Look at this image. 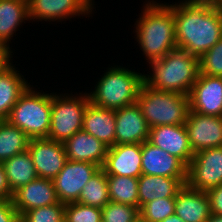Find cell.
<instances>
[{
    "label": "cell",
    "instance_id": "6da1fadb",
    "mask_svg": "<svg viewBox=\"0 0 222 222\" xmlns=\"http://www.w3.org/2000/svg\"><path fill=\"white\" fill-rule=\"evenodd\" d=\"M173 5L177 48L200 58L222 38V9L208 0Z\"/></svg>",
    "mask_w": 222,
    "mask_h": 222
},
{
    "label": "cell",
    "instance_id": "7a4b0ae2",
    "mask_svg": "<svg viewBox=\"0 0 222 222\" xmlns=\"http://www.w3.org/2000/svg\"><path fill=\"white\" fill-rule=\"evenodd\" d=\"M146 5V6H145ZM144 5L136 22L137 42L147 62L157 61L177 49L173 5L151 1ZM148 58V59H147Z\"/></svg>",
    "mask_w": 222,
    "mask_h": 222
},
{
    "label": "cell",
    "instance_id": "3957f363",
    "mask_svg": "<svg viewBox=\"0 0 222 222\" xmlns=\"http://www.w3.org/2000/svg\"><path fill=\"white\" fill-rule=\"evenodd\" d=\"M149 64L153 72L143 80L156 90L189 95L199 75V58L179 48Z\"/></svg>",
    "mask_w": 222,
    "mask_h": 222
},
{
    "label": "cell",
    "instance_id": "277c9868",
    "mask_svg": "<svg viewBox=\"0 0 222 222\" xmlns=\"http://www.w3.org/2000/svg\"><path fill=\"white\" fill-rule=\"evenodd\" d=\"M136 103L150 128L185 124L190 112L188 95L156 90L144 82L138 92Z\"/></svg>",
    "mask_w": 222,
    "mask_h": 222
},
{
    "label": "cell",
    "instance_id": "5b68a950",
    "mask_svg": "<svg viewBox=\"0 0 222 222\" xmlns=\"http://www.w3.org/2000/svg\"><path fill=\"white\" fill-rule=\"evenodd\" d=\"M143 75L125 67H112L97 82L89 95L90 102L98 107L120 109L136 102L143 84Z\"/></svg>",
    "mask_w": 222,
    "mask_h": 222
},
{
    "label": "cell",
    "instance_id": "8992f818",
    "mask_svg": "<svg viewBox=\"0 0 222 222\" xmlns=\"http://www.w3.org/2000/svg\"><path fill=\"white\" fill-rule=\"evenodd\" d=\"M30 85L12 107L8 121L30 139L48 138L51 125L52 93L32 90Z\"/></svg>",
    "mask_w": 222,
    "mask_h": 222
},
{
    "label": "cell",
    "instance_id": "52a82bcc",
    "mask_svg": "<svg viewBox=\"0 0 222 222\" xmlns=\"http://www.w3.org/2000/svg\"><path fill=\"white\" fill-rule=\"evenodd\" d=\"M58 96L52 94L51 125L48 138L65 142L75 133L82 130L85 110L90 102L89 95Z\"/></svg>",
    "mask_w": 222,
    "mask_h": 222
},
{
    "label": "cell",
    "instance_id": "ba28073f",
    "mask_svg": "<svg viewBox=\"0 0 222 222\" xmlns=\"http://www.w3.org/2000/svg\"><path fill=\"white\" fill-rule=\"evenodd\" d=\"M185 184L205 192L222 184V146L207 148L193 155L187 166Z\"/></svg>",
    "mask_w": 222,
    "mask_h": 222
},
{
    "label": "cell",
    "instance_id": "9c48e42d",
    "mask_svg": "<svg viewBox=\"0 0 222 222\" xmlns=\"http://www.w3.org/2000/svg\"><path fill=\"white\" fill-rule=\"evenodd\" d=\"M99 169L94 163L67 160L63 169L53 179L59 202H76L84 185Z\"/></svg>",
    "mask_w": 222,
    "mask_h": 222
},
{
    "label": "cell",
    "instance_id": "30bf717a",
    "mask_svg": "<svg viewBox=\"0 0 222 222\" xmlns=\"http://www.w3.org/2000/svg\"><path fill=\"white\" fill-rule=\"evenodd\" d=\"M27 150L40 178L53 180L67 161L64 142L49 138H33L29 140Z\"/></svg>",
    "mask_w": 222,
    "mask_h": 222
},
{
    "label": "cell",
    "instance_id": "8fae6325",
    "mask_svg": "<svg viewBox=\"0 0 222 222\" xmlns=\"http://www.w3.org/2000/svg\"><path fill=\"white\" fill-rule=\"evenodd\" d=\"M188 97L190 111L222 117V77L199 73Z\"/></svg>",
    "mask_w": 222,
    "mask_h": 222
},
{
    "label": "cell",
    "instance_id": "7c38bea8",
    "mask_svg": "<svg viewBox=\"0 0 222 222\" xmlns=\"http://www.w3.org/2000/svg\"><path fill=\"white\" fill-rule=\"evenodd\" d=\"M193 153L222 146V117L190 111L185 122Z\"/></svg>",
    "mask_w": 222,
    "mask_h": 222
},
{
    "label": "cell",
    "instance_id": "4fadbf2b",
    "mask_svg": "<svg viewBox=\"0 0 222 222\" xmlns=\"http://www.w3.org/2000/svg\"><path fill=\"white\" fill-rule=\"evenodd\" d=\"M115 145L142 144L149 138L150 127L135 102L115 110Z\"/></svg>",
    "mask_w": 222,
    "mask_h": 222
},
{
    "label": "cell",
    "instance_id": "5bb4252c",
    "mask_svg": "<svg viewBox=\"0 0 222 222\" xmlns=\"http://www.w3.org/2000/svg\"><path fill=\"white\" fill-rule=\"evenodd\" d=\"M92 0H28L30 20L56 21L92 12Z\"/></svg>",
    "mask_w": 222,
    "mask_h": 222
},
{
    "label": "cell",
    "instance_id": "9a60e30c",
    "mask_svg": "<svg viewBox=\"0 0 222 222\" xmlns=\"http://www.w3.org/2000/svg\"><path fill=\"white\" fill-rule=\"evenodd\" d=\"M148 141L179 158L186 166L193 158L194 153L184 124L151 127Z\"/></svg>",
    "mask_w": 222,
    "mask_h": 222
},
{
    "label": "cell",
    "instance_id": "2e32d148",
    "mask_svg": "<svg viewBox=\"0 0 222 222\" xmlns=\"http://www.w3.org/2000/svg\"><path fill=\"white\" fill-rule=\"evenodd\" d=\"M101 168L107 176L138 178L142 174L141 144H120L108 148Z\"/></svg>",
    "mask_w": 222,
    "mask_h": 222
},
{
    "label": "cell",
    "instance_id": "e0dca14e",
    "mask_svg": "<svg viewBox=\"0 0 222 222\" xmlns=\"http://www.w3.org/2000/svg\"><path fill=\"white\" fill-rule=\"evenodd\" d=\"M142 174L187 178V166L177 157L151 144H141Z\"/></svg>",
    "mask_w": 222,
    "mask_h": 222
},
{
    "label": "cell",
    "instance_id": "ac0fdd59",
    "mask_svg": "<svg viewBox=\"0 0 222 222\" xmlns=\"http://www.w3.org/2000/svg\"><path fill=\"white\" fill-rule=\"evenodd\" d=\"M12 201L20 217L31 209L59 202L53 180L40 177L17 189Z\"/></svg>",
    "mask_w": 222,
    "mask_h": 222
},
{
    "label": "cell",
    "instance_id": "d6986e66",
    "mask_svg": "<svg viewBox=\"0 0 222 222\" xmlns=\"http://www.w3.org/2000/svg\"><path fill=\"white\" fill-rule=\"evenodd\" d=\"M67 160L88 162L100 168L105 162L108 147L87 132L80 130L64 142Z\"/></svg>",
    "mask_w": 222,
    "mask_h": 222
},
{
    "label": "cell",
    "instance_id": "ffe728a7",
    "mask_svg": "<svg viewBox=\"0 0 222 222\" xmlns=\"http://www.w3.org/2000/svg\"><path fill=\"white\" fill-rule=\"evenodd\" d=\"M175 214L184 222H206L211 216L206 192L190 188L185 184L176 194Z\"/></svg>",
    "mask_w": 222,
    "mask_h": 222
},
{
    "label": "cell",
    "instance_id": "44dd1931",
    "mask_svg": "<svg viewBox=\"0 0 222 222\" xmlns=\"http://www.w3.org/2000/svg\"><path fill=\"white\" fill-rule=\"evenodd\" d=\"M115 128V110L89 102L84 113L82 130L110 148L115 145Z\"/></svg>",
    "mask_w": 222,
    "mask_h": 222
},
{
    "label": "cell",
    "instance_id": "7402d4cb",
    "mask_svg": "<svg viewBox=\"0 0 222 222\" xmlns=\"http://www.w3.org/2000/svg\"><path fill=\"white\" fill-rule=\"evenodd\" d=\"M185 183L186 178L141 174L138 177L139 210L154 199L176 197Z\"/></svg>",
    "mask_w": 222,
    "mask_h": 222
},
{
    "label": "cell",
    "instance_id": "603a6c76",
    "mask_svg": "<svg viewBox=\"0 0 222 222\" xmlns=\"http://www.w3.org/2000/svg\"><path fill=\"white\" fill-rule=\"evenodd\" d=\"M22 78L13 65L0 73V121L8 119L12 107L28 88V82Z\"/></svg>",
    "mask_w": 222,
    "mask_h": 222
},
{
    "label": "cell",
    "instance_id": "cb8c5ba5",
    "mask_svg": "<svg viewBox=\"0 0 222 222\" xmlns=\"http://www.w3.org/2000/svg\"><path fill=\"white\" fill-rule=\"evenodd\" d=\"M28 19V0H0V43L9 47L17 27Z\"/></svg>",
    "mask_w": 222,
    "mask_h": 222
},
{
    "label": "cell",
    "instance_id": "d4e9b609",
    "mask_svg": "<svg viewBox=\"0 0 222 222\" xmlns=\"http://www.w3.org/2000/svg\"><path fill=\"white\" fill-rule=\"evenodd\" d=\"M2 165L6 172L9 188L12 193L38 178L32 157L28 150L5 160L2 162Z\"/></svg>",
    "mask_w": 222,
    "mask_h": 222
},
{
    "label": "cell",
    "instance_id": "484cf974",
    "mask_svg": "<svg viewBox=\"0 0 222 222\" xmlns=\"http://www.w3.org/2000/svg\"><path fill=\"white\" fill-rule=\"evenodd\" d=\"M30 138L8 120L0 121V163L28 149Z\"/></svg>",
    "mask_w": 222,
    "mask_h": 222
},
{
    "label": "cell",
    "instance_id": "4316f807",
    "mask_svg": "<svg viewBox=\"0 0 222 222\" xmlns=\"http://www.w3.org/2000/svg\"><path fill=\"white\" fill-rule=\"evenodd\" d=\"M110 201L127 204L139 209L138 178L107 176Z\"/></svg>",
    "mask_w": 222,
    "mask_h": 222
},
{
    "label": "cell",
    "instance_id": "83f0119b",
    "mask_svg": "<svg viewBox=\"0 0 222 222\" xmlns=\"http://www.w3.org/2000/svg\"><path fill=\"white\" fill-rule=\"evenodd\" d=\"M76 202L101 209L110 202L107 175L102 168L84 185Z\"/></svg>",
    "mask_w": 222,
    "mask_h": 222
},
{
    "label": "cell",
    "instance_id": "f1b7e54d",
    "mask_svg": "<svg viewBox=\"0 0 222 222\" xmlns=\"http://www.w3.org/2000/svg\"><path fill=\"white\" fill-rule=\"evenodd\" d=\"M139 213L144 222H161L175 214V197L154 199L144 204Z\"/></svg>",
    "mask_w": 222,
    "mask_h": 222
},
{
    "label": "cell",
    "instance_id": "f546056e",
    "mask_svg": "<svg viewBox=\"0 0 222 222\" xmlns=\"http://www.w3.org/2000/svg\"><path fill=\"white\" fill-rule=\"evenodd\" d=\"M65 203L58 202L26 211L20 222H64Z\"/></svg>",
    "mask_w": 222,
    "mask_h": 222
},
{
    "label": "cell",
    "instance_id": "4dcf8cb0",
    "mask_svg": "<svg viewBox=\"0 0 222 222\" xmlns=\"http://www.w3.org/2000/svg\"><path fill=\"white\" fill-rule=\"evenodd\" d=\"M139 218V209L127 204L110 201L102 208L103 222H136Z\"/></svg>",
    "mask_w": 222,
    "mask_h": 222
},
{
    "label": "cell",
    "instance_id": "1f68e13d",
    "mask_svg": "<svg viewBox=\"0 0 222 222\" xmlns=\"http://www.w3.org/2000/svg\"><path fill=\"white\" fill-rule=\"evenodd\" d=\"M102 209L79 202L65 204L64 222H101Z\"/></svg>",
    "mask_w": 222,
    "mask_h": 222
},
{
    "label": "cell",
    "instance_id": "d6a6232c",
    "mask_svg": "<svg viewBox=\"0 0 222 222\" xmlns=\"http://www.w3.org/2000/svg\"><path fill=\"white\" fill-rule=\"evenodd\" d=\"M199 73L222 77V38L199 58Z\"/></svg>",
    "mask_w": 222,
    "mask_h": 222
},
{
    "label": "cell",
    "instance_id": "836d02e7",
    "mask_svg": "<svg viewBox=\"0 0 222 222\" xmlns=\"http://www.w3.org/2000/svg\"><path fill=\"white\" fill-rule=\"evenodd\" d=\"M0 222H20L12 199H0Z\"/></svg>",
    "mask_w": 222,
    "mask_h": 222
},
{
    "label": "cell",
    "instance_id": "e575fe53",
    "mask_svg": "<svg viewBox=\"0 0 222 222\" xmlns=\"http://www.w3.org/2000/svg\"><path fill=\"white\" fill-rule=\"evenodd\" d=\"M209 198L211 214L222 215V184L206 191Z\"/></svg>",
    "mask_w": 222,
    "mask_h": 222
},
{
    "label": "cell",
    "instance_id": "d590c367",
    "mask_svg": "<svg viewBox=\"0 0 222 222\" xmlns=\"http://www.w3.org/2000/svg\"><path fill=\"white\" fill-rule=\"evenodd\" d=\"M13 193L9 188L6 172L0 163V199H12Z\"/></svg>",
    "mask_w": 222,
    "mask_h": 222
},
{
    "label": "cell",
    "instance_id": "8d00e7d4",
    "mask_svg": "<svg viewBox=\"0 0 222 222\" xmlns=\"http://www.w3.org/2000/svg\"><path fill=\"white\" fill-rule=\"evenodd\" d=\"M12 52L8 45L0 43V73L4 72L7 68L11 66L10 55Z\"/></svg>",
    "mask_w": 222,
    "mask_h": 222
},
{
    "label": "cell",
    "instance_id": "74e56055",
    "mask_svg": "<svg viewBox=\"0 0 222 222\" xmlns=\"http://www.w3.org/2000/svg\"><path fill=\"white\" fill-rule=\"evenodd\" d=\"M161 222H184V221L180 217H178L176 214H173L170 217L165 218Z\"/></svg>",
    "mask_w": 222,
    "mask_h": 222
},
{
    "label": "cell",
    "instance_id": "f35d334b",
    "mask_svg": "<svg viewBox=\"0 0 222 222\" xmlns=\"http://www.w3.org/2000/svg\"><path fill=\"white\" fill-rule=\"evenodd\" d=\"M206 222H222V215L211 214Z\"/></svg>",
    "mask_w": 222,
    "mask_h": 222
},
{
    "label": "cell",
    "instance_id": "ab89813d",
    "mask_svg": "<svg viewBox=\"0 0 222 222\" xmlns=\"http://www.w3.org/2000/svg\"><path fill=\"white\" fill-rule=\"evenodd\" d=\"M214 6L222 9V0H208Z\"/></svg>",
    "mask_w": 222,
    "mask_h": 222
},
{
    "label": "cell",
    "instance_id": "60d3db41",
    "mask_svg": "<svg viewBox=\"0 0 222 222\" xmlns=\"http://www.w3.org/2000/svg\"><path fill=\"white\" fill-rule=\"evenodd\" d=\"M136 222H144V221H142V220L139 218Z\"/></svg>",
    "mask_w": 222,
    "mask_h": 222
}]
</instances>
